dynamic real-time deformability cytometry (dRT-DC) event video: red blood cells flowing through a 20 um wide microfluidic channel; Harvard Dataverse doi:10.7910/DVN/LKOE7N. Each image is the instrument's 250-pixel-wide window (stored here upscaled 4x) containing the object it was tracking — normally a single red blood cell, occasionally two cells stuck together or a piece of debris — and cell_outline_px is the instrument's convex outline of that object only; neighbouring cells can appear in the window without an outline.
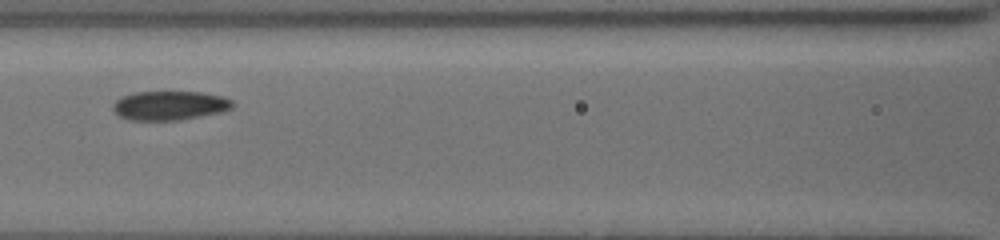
{"species": "common noctule bat (a hibernating species)", "species_latin": "Nyctalus noctula", "temperature_condition": "cold", "stored_images_in_passage": 15, "camera_frame_rate_fps": 3000, "um_per_image_px": 0.085, "animal": {"sex": "female", "body_mass_g": 19.5, "forearm_length_mm": 54.1}, "frame": {"image": 1, "passage_image": 13, "time_ms": 9.333, "image_size_px": [1000, 240], "cell_outline_px": [[236, 104], [232, 108], [220, 112], [180, 120], [128, 120], [120, 116], [112, 108], [112, 104], [120, 96], [136, 92], [204, 92], [224, 96], [232, 100]], "centroid_in_image_um": [14.44, 8.96], "position_along_channel_um": 152.2, "area_um2": 20.46}}
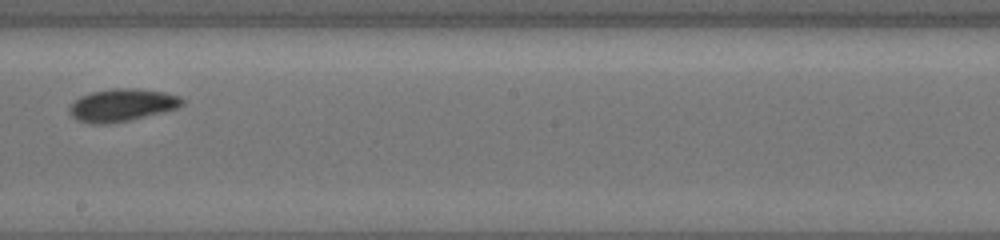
{"frame": {"image": 2, "passage_image": 15, "time_ms": 11.667, "image_size_px": [1000, 240], "cell_outline_px": [[184, 104], [176, 108], [128, 120], [108, 124], [92, 124], [80, 120], [72, 116], [68, 112], [68, 108], [80, 96], [92, 92], [112, 88], [136, 88], [164, 92], [180, 96], [184, 100]], "centroid_in_image_um": [10.36, 8.92], "position_along_channel_um": 237.8, "area_um2": 21.15}}